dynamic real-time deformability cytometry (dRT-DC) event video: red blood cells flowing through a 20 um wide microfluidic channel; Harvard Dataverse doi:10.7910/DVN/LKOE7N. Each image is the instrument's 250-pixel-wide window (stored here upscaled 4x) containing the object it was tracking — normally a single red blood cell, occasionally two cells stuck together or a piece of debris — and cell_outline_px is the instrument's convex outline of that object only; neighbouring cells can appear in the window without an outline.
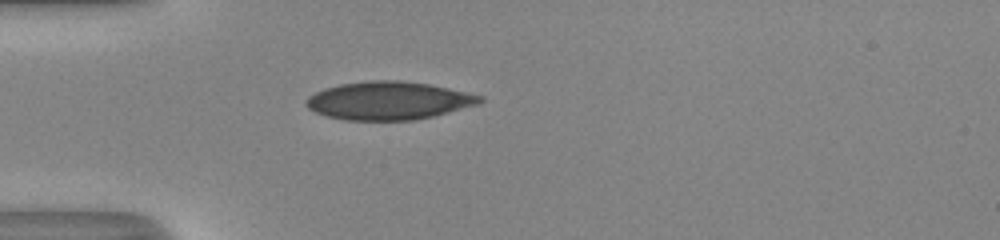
{"species": "human", "species_latin": "Homo sapiens", "temperature_condition": "room temperature", "stored_images_in_passage": 37, "camera_frame_rate_fps": 3000, "um_per_image_px": 0.085, "donor": {"sex": "male"}, "frame": {"image": 1, "passage_image": 1, "time_ms": 0.0, "image_size_px": [1000, 240], "cell_outline_px": [[484, 100], [480, 104], [432, 116], [412, 120], [344, 120], [328, 116], [316, 112], [308, 108], [304, 104], [304, 100], [308, 96], [324, 88], [340, 84], [372, 80], [400, 80], [428, 84], [448, 88], [484, 96]], "centroid_in_image_um": [33.02, 8.55], "position_along_channel_um": 52.0, "area_um2": 38.55}}
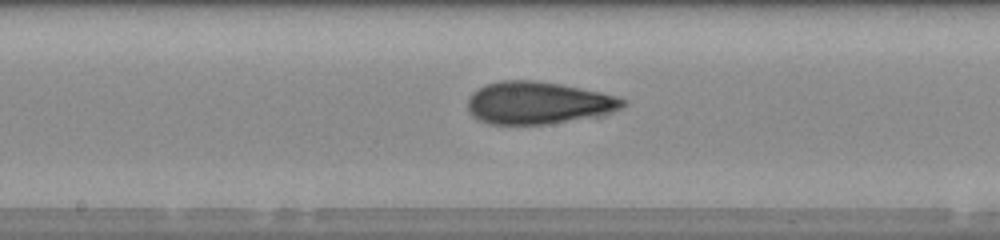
{"frame": {"image": 2, "passage_image": 13, "time_ms": 4.0, "image_size_px": [1000, 240], "cell_outline_px": [[628, 104], [624, 108], [612, 112], [596, 116], [548, 124], [488, 124], [472, 116], [468, 112], [468, 96], [472, 92], [484, 84], [500, 80], [536, 80], [560, 84], [604, 92], [628, 100]], "centroid_in_image_um": [45.76, 8.73], "position_along_channel_um": 202.4, "area_um2": 38.84}}
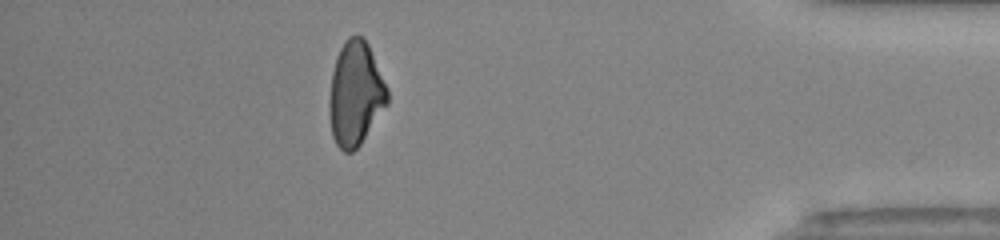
{"frame": {"image": 3, "passage_image": 31, "time_ms": 10.0, "image_size_px": [1000, 240], "cell_outline_px": [[388, 104], [360, 144], [352, 152], [344, 152], [336, 144], [332, 136], [328, 108], [328, 104], [332, 72], [336, 56], [344, 40], [348, 36], [360, 36], [368, 44], [388, 88]], "centroid_in_image_um": [30.2, 7.97], "position_along_channel_um": 405.0, "area_um2": 35.32}, "authors_computed_cell_mechanics": {"area_um2": 37.2232, "velocity_mm_per_s": 4.0976, "shape_relaxation_time_tau1_ms": null, "shape_relaxation_time_tau2_ms": 1.5272, "deformation_change_tau1": null, "deformation_change_tau2": 0.0701}}